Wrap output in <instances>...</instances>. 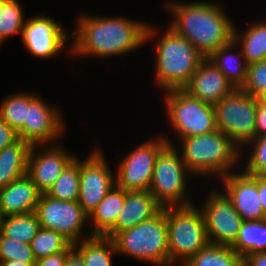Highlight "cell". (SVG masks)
<instances>
[{"label": "cell", "instance_id": "cell-14", "mask_svg": "<svg viewBox=\"0 0 266 266\" xmlns=\"http://www.w3.org/2000/svg\"><path fill=\"white\" fill-rule=\"evenodd\" d=\"M209 192L202 207H199L204 216L209 243L232 247L243 220L222 190L213 188Z\"/></svg>", "mask_w": 266, "mask_h": 266}, {"label": "cell", "instance_id": "cell-13", "mask_svg": "<svg viewBox=\"0 0 266 266\" xmlns=\"http://www.w3.org/2000/svg\"><path fill=\"white\" fill-rule=\"evenodd\" d=\"M101 148L79 158L80 189L78 203L89 216L105 195L116 185V173L112 172Z\"/></svg>", "mask_w": 266, "mask_h": 266}, {"label": "cell", "instance_id": "cell-24", "mask_svg": "<svg viewBox=\"0 0 266 266\" xmlns=\"http://www.w3.org/2000/svg\"><path fill=\"white\" fill-rule=\"evenodd\" d=\"M233 39L241 47L247 64L266 59V19L248 25L244 33L234 25Z\"/></svg>", "mask_w": 266, "mask_h": 266}, {"label": "cell", "instance_id": "cell-31", "mask_svg": "<svg viewBox=\"0 0 266 266\" xmlns=\"http://www.w3.org/2000/svg\"><path fill=\"white\" fill-rule=\"evenodd\" d=\"M19 0H6L0 11V44L14 35L22 34V28L26 20L24 9Z\"/></svg>", "mask_w": 266, "mask_h": 266}, {"label": "cell", "instance_id": "cell-19", "mask_svg": "<svg viewBox=\"0 0 266 266\" xmlns=\"http://www.w3.org/2000/svg\"><path fill=\"white\" fill-rule=\"evenodd\" d=\"M163 207L149 191H126L125 201L115 227L106 235L113 238L117 233L132 228L156 216Z\"/></svg>", "mask_w": 266, "mask_h": 266}, {"label": "cell", "instance_id": "cell-33", "mask_svg": "<svg viewBox=\"0 0 266 266\" xmlns=\"http://www.w3.org/2000/svg\"><path fill=\"white\" fill-rule=\"evenodd\" d=\"M245 146L241 152L247 147L251 152L245 158L248 161H245L243 171L250 175H266V135L254 137Z\"/></svg>", "mask_w": 266, "mask_h": 266}, {"label": "cell", "instance_id": "cell-43", "mask_svg": "<svg viewBox=\"0 0 266 266\" xmlns=\"http://www.w3.org/2000/svg\"><path fill=\"white\" fill-rule=\"evenodd\" d=\"M258 101L266 106V90L264 92H262L258 97H257Z\"/></svg>", "mask_w": 266, "mask_h": 266}, {"label": "cell", "instance_id": "cell-38", "mask_svg": "<svg viewBox=\"0 0 266 266\" xmlns=\"http://www.w3.org/2000/svg\"><path fill=\"white\" fill-rule=\"evenodd\" d=\"M255 137L266 135V106L259 101L256 108Z\"/></svg>", "mask_w": 266, "mask_h": 266}, {"label": "cell", "instance_id": "cell-17", "mask_svg": "<svg viewBox=\"0 0 266 266\" xmlns=\"http://www.w3.org/2000/svg\"><path fill=\"white\" fill-rule=\"evenodd\" d=\"M221 190L234 205L243 221L266 219L263 206L258 195V175H250L235 170L220 179Z\"/></svg>", "mask_w": 266, "mask_h": 266}, {"label": "cell", "instance_id": "cell-32", "mask_svg": "<svg viewBox=\"0 0 266 266\" xmlns=\"http://www.w3.org/2000/svg\"><path fill=\"white\" fill-rule=\"evenodd\" d=\"M71 243L57 231L40 228L30 246L36 260L63 252Z\"/></svg>", "mask_w": 266, "mask_h": 266}, {"label": "cell", "instance_id": "cell-26", "mask_svg": "<svg viewBox=\"0 0 266 266\" xmlns=\"http://www.w3.org/2000/svg\"><path fill=\"white\" fill-rule=\"evenodd\" d=\"M40 228L35 211L0 217V234L17 242L30 244Z\"/></svg>", "mask_w": 266, "mask_h": 266}, {"label": "cell", "instance_id": "cell-11", "mask_svg": "<svg viewBox=\"0 0 266 266\" xmlns=\"http://www.w3.org/2000/svg\"><path fill=\"white\" fill-rule=\"evenodd\" d=\"M35 212L42 228L57 231L71 244L92 236L89 232L82 236L88 215L77 201L58 200L46 193L41 194Z\"/></svg>", "mask_w": 266, "mask_h": 266}, {"label": "cell", "instance_id": "cell-9", "mask_svg": "<svg viewBox=\"0 0 266 266\" xmlns=\"http://www.w3.org/2000/svg\"><path fill=\"white\" fill-rule=\"evenodd\" d=\"M257 103L256 97L235 89L214 105L217 130L240 149L255 137Z\"/></svg>", "mask_w": 266, "mask_h": 266}, {"label": "cell", "instance_id": "cell-18", "mask_svg": "<svg viewBox=\"0 0 266 266\" xmlns=\"http://www.w3.org/2000/svg\"><path fill=\"white\" fill-rule=\"evenodd\" d=\"M191 96L212 105L231 94L235 88L225 75L207 58L192 74L190 82L184 88Z\"/></svg>", "mask_w": 266, "mask_h": 266}, {"label": "cell", "instance_id": "cell-4", "mask_svg": "<svg viewBox=\"0 0 266 266\" xmlns=\"http://www.w3.org/2000/svg\"><path fill=\"white\" fill-rule=\"evenodd\" d=\"M178 142L181 144L179 153L193 177H215L219 180L237 169L238 162L245 158L241 149L219 130L184 137Z\"/></svg>", "mask_w": 266, "mask_h": 266}, {"label": "cell", "instance_id": "cell-15", "mask_svg": "<svg viewBox=\"0 0 266 266\" xmlns=\"http://www.w3.org/2000/svg\"><path fill=\"white\" fill-rule=\"evenodd\" d=\"M62 22H57L53 17L40 14L26 19L20 36L25 49L33 57L38 59H50L56 57L65 48L68 39V31Z\"/></svg>", "mask_w": 266, "mask_h": 266}, {"label": "cell", "instance_id": "cell-21", "mask_svg": "<svg viewBox=\"0 0 266 266\" xmlns=\"http://www.w3.org/2000/svg\"><path fill=\"white\" fill-rule=\"evenodd\" d=\"M126 190L115 185L88 216L92 236H106L116 225L125 201Z\"/></svg>", "mask_w": 266, "mask_h": 266}, {"label": "cell", "instance_id": "cell-40", "mask_svg": "<svg viewBox=\"0 0 266 266\" xmlns=\"http://www.w3.org/2000/svg\"><path fill=\"white\" fill-rule=\"evenodd\" d=\"M258 195L266 214V175H258Z\"/></svg>", "mask_w": 266, "mask_h": 266}, {"label": "cell", "instance_id": "cell-44", "mask_svg": "<svg viewBox=\"0 0 266 266\" xmlns=\"http://www.w3.org/2000/svg\"><path fill=\"white\" fill-rule=\"evenodd\" d=\"M5 1L6 0H0V11H2Z\"/></svg>", "mask_w": 266, "mask_h": 266}, {"label": "cell", "instance_id": "cell-29", "mask_svg": "<svg viewBox=\"0 0 266 266\" xmlns=\"http://www.w3.org/2000/svg\"><path fill=\"white\" fill-rule=\"evenodd\" d=\"M80 189L79 157H76L47 191V195L64 201H78Z\"/></svg>", "mask_w": 266, "mask_h": 266}, {"label": "cell", "instance_id": "cell-27", "mask_svg": "<svg viewBox=\"0 0 266 266\" xmlns=\"http://www.w3.org/2000/svg\"><path fill=\"white\" fill-rule=\"evenodd\" d=\"M243 257L231 246L209 243L183 266H242Z\"/></svg>", "mask_w": 266, "mask_h": 266}, {"label": "cell", "instance_id": "cell-28", "mask_svg": "<svg viewBox=\"0 0 266 266\" xmlns=\"http://www.w3.org/2000/svg\"><path fill=\"white\" fill-rule=\"evenodd\" d=\"M232 248L242 257L250 253L266 252V219L243 221Z\"/></svg>", "mask_w": 266, "mask_h": 266}, {"label": "cell", "instance_id": "cell-36", "mask_svg": "<svg viewBox=\"0 0 266 266\" xmlns=\"http://www.w3.org/2000/svg\"><path fill=\"white\" fill-rule=\"evenodd\" d=\"M73 249V244H70L63 252L36 260L34 266H64L68 254Z\"/></svg>", "mask_w": 266, "mask_h": 266}, {"label": "cell", "instance_id": "cell-42", "mask_svg": "<svg viewBox=\"0 0 266 266\" xmlns=\"http://www.w3.org/2000/svg\"><path fill=\"white\" fill-rule=\"evenodd\" d=\"M0 266H34V263H24L14 260L0 261Z\"/></svg>", "mask_w": 266, "mask_h": 266}, {"label": "cell", "instance_id": "cell-25", "mask_svg": "<svg viewBox=\"0 0 266 266\" xmlns=\"http://www.w3.org/2000/svg\"><path fill=\"white\" fill-rule=\"evenodd\" d=\"M73 247L85 266H112V257L117 254L113 239L106 236H91Z\"/></svg>", "mask_w": 266, "mask_h": 266}, {"label": "cell", "instance_id": "cell-34", "mask_svg": "<svg viewBox=\"0 0 266 266\" xmlns=\"http://www.w3.org/2000/svg\"><path fill=\"white\" fill-rule=\"evenodd\" d=\"M14 260L24 263H35L30 244L17 242L0 234V261Z\"/></svg>", "mask_w": 266, "mask_h": 266}, {"label": "cell", "instance_id": "cell-16", "mask_svg": "<svg viewBox=\"0 0 266 266\" xmlns=\"http://www.w3.org/2000/svg\"><path fill=\"white\" fill-rule=\"evenodd\" d=\"M38 148V145L30 148L26 175L36 185L38 191L45 194L77 156L62 147L60 143L43 145L40 151Z\"/></svg>", "mask_w": 266, "mask_h": 266}, {"label": "cell", "instance_id": "cell-2", "mask_svg": "<svg viewBox=\"0 0 266 266\" xmlns=\"http://www.w3.org/2000/svg\"><path fill=\"white\" fill-rule=\"evenodd\" d=\"M173 16L169 27L189 40L208 58L233 39L235 23L218 3L207 1H166L164 7Z\"/></svg>", "mask_w": 266, "mask_h": 266}, {"label": "cell", "instance_id": "cell-10", "mask_svg": "<svg viewBox=\"0 0 266 266\" xmlns=\"http://www.w3.org/2000/svg\"><path fill=\"white\" fill-rule=\"evenodd\" d=\"M167 145L164 135L138 144L117 165L116 185L126 191H149L156 159Z\"/></svg>", "mask_w": 266, "mask_h": 266}, {"label": "cell", "instance_id": "cell-39", "mask_svg": "<svg viewBox=\"0 0 266 266\" xmlns=\"http://www.w3.org/2000/svg\"><path fill=\"white\" fill-rule=\"evenodd\" d=\"M244 266H266V252L250 253L243 257Z\"/></svg>", "mask_w": 266, "mask_h": 266}, {"label": "cell", "instance_id": "cell-20", "mask_svg": "<svg viewBox=\"0 0 266 266\" xmlns=\"http://www.w3.org/2000/svg\"><path fill=\"white\" fill-rule=\"evenodd\" d=\"M40 195L27 175L16 179L0 190V217L34 212Z\"/></svg>", "mask_w": 266, "mask_h": 266}, {"label": "cell", "instance_id": "cell-8", "mask_svg": "<svg viewBox=\"0 0 266 266\" xmlns=\"http://www.w3.org/2000/svg\"><path fill=\"white\" fill-rule=\"evenodd\" d=\"M163 93L168 117L166 120L177 140L217 130L214 105L202 102L184 89Z\"/></svg>", "mask_w": 266, "mask_h": 266}, {"label": "cell", "instance_id": "cell-6", "mask_svg": "<svg viewBox=\"0 0 266 266\" xmlns=\"http://www.w3.org/2000/svg\"><path fill=\"white\" fill-rule=\"evenodd\" d=\"M195 205L166 207L170 266H182L209 244L203 213Z\"/></svg>", "mask_w": 266, "mask_h": 266}, {"label": "cell", "instance_id": "cell-35", "mask_svg": "<svg viewBox=\"0 0 266 266\" xmlns=\"http://www.w3.org/2000/svg\"><path fill=\"white\" fill-rule=\"evenodd\" d=\"M241 90L256 98L266 90V59L248 64L246 81Z\"/></svg>", "mask_w": 266, "mask_h": 266}, {"label": "cell", "instance_id": "cell-5", "mask_svg": "<svg viewBox=\"0 0 266 266\" xmlns=\"http://www.w3.org/2000/svg\"><path fill=\"white\" fill-rule=\"evenodd\" d=\"M112 239L119 256H129L153 266H170L166 208Z\"/></svg>", "mask_w": 266, "mask_h": 266}, {"label": "cell", "instance_id": "cell-12", "mask_svg": "<svg viewBox=\"0 0 266 266\" xmlns=\"http://www.w3.org/2000/svg\"><path fill=\"white\" fill-rule=\"evenodd\" d=\"M60 108L45 102L38 94L28 93V115L18 138L31 146L58 144L66 125ZM58 140V142H57ZM57 142V143H56Z\"/></svg>", "mask_w": 266, "mask_h": 266}, {"label": "cell", "instance_id": "cell-41", "mask_svg": "<svg viewBox=\"0 0 266 266\" xmlns=\"http://www.w3.org/2000/svg\"><path fill=\"white\" fill-rule=\"evenodd\" d=\"M64 266H85L82 257L73 249L67 256Z\"/></svg>", "mask_w": 266, "mask_h": 266}, {"label": "cell", "instance_id": "cell-37", "mask_svg": "<svg viewBox=\"0 0 266 266\" xmlns=\"http://www.w3.org/2000/svg\"><path fill=\"white\" fill-rule=\"evenodd\" d=\"M18 134L0 118V151L18 140Z\"/></svg>", "mask_w": 266, "mask_h": 266}, {"label": "cell", "instance_id": "cell-23", "mask_svg": "<svg viewBox=\"0 0 266 266\" xmlns=\"http://www.w3.org/2000/svg\"><path fill=\"white\" fill-rule=\"evenodd\" d=\"M31 145L18 139L0 151V188L26 175Z\"/></svg>", "mask_w": 266, "mask_h": 266}, {"label": "cell", "instance_id": "cell-1", "mask_svg": "<svg viewBox=\"0 0 266 266\" xmlns=\"http://www.w3.org/2000/svg\"><path fill=\"white\" fill-rule=\"evenodd\" d=\"M70 33L69 54L74 57L107 59L136 51L147 44L145 35L148 22L126 16H96L82 14Z\"/></svg>", "mask_w": 266, "mask_h": 266}, {"label": "cell", "instance_id": "cell-30", "mask_svg": "<svg viewBox=\"0 0 266 266\" xmlns=\"http://www.w3.org/2000/svg\"><path fill=\"white\" fill-rule=\"evenodd\" d=\"M28 115V92L8 95L0 103V118L17 132L23 129Z\"/></svg>", "mask_w": 266, "mask_h": 266}, {"label": "cell", "instance_id": "cell-3", "mask_svg": "<svg viewBox=\"0 0 266 266\" xmlns=\"http://www.w3.org/2000/svg\"><path fill=\"white\" fill-rule=\"evenodd\" d=\"M167 30V31H166ZM159 36V29L148 23L145 42L156 37L155 50V83L158 89H184L190 82L192 74L198 69L205 57L185 37L178 35L168 26ZM159 37V39H158ZM152 39V40H151Z\"/></svg>", "mask_w": 266, "mask_h": 266}, {"label": "cell", "instance_id": "cell-7", "mask_svg": "<svg viewBox=\"0 0 266 266\" xmlns=\"http://www.w3.org/2000/svg\"><path fill=\"white\" fill-rule=\"evenodd\" d=\"M168 145L159 153L153 169L149 192L163 207L188 206L194 204L190 194H186L187 178L193 176L178 151V145L165 136ZM187 185V186H186Z\"/></svg>", "mask_w": 266, "mask_h": 266}, {"label": "cell", "instance_id": "cell-22", "mask_svg": "<svg viewBox=\"0 0 266 266\" xmlns=\"http://www.w3.org/2000/svg\"><path fill=\"white\" fill-rule=\"evenodd\" d=\"M237 48L240 46L238 47L232 39L228 44L219 47L207 59L225 75L235 89H241L246 81L248 64L242 50L237 51Z\"/></svg>", "mask_w": 266, "mask_h": 266}]
</instances>
